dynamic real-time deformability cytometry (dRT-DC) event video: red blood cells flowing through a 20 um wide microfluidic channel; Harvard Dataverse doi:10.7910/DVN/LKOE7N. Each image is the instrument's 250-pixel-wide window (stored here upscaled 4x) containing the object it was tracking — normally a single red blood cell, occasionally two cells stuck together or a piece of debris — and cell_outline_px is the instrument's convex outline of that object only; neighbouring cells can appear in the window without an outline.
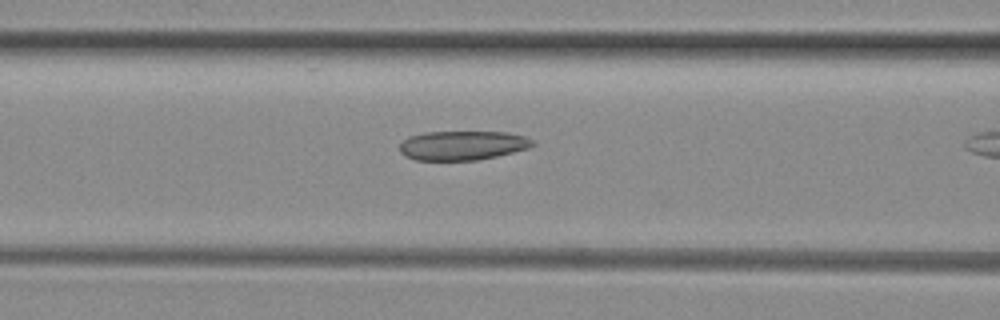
{"species": "common noctule bat (a hibernating species)", "species_latin": "Nyctalus noctula", "temperature_condition": "room temperature", "stored_images_in_passage": 25, "camera_frame_rate_fps": 3000, "um_per_image_px": 0.085, "animal": {"sex": "female", "body_mass_g": 29.2, "forearm_length_mm": 56.3}, "frame": {"image": 1, "passage_image": 14, "time_ms": 4.333, "image_size_px": [1000, 320], "cell_outline_px": [[536, 144], [528, 148], [496, 156], [476, 160], [416, 160], [404, 156], [400, 152], [400, 144], [408, 136], [424, 132], [508, 132], [524, 136], [532, 140]], "centroid_in_image_um": [39.29, 12.36], "position_along_channel_um": 127.3, "area_um2": 22.66}}
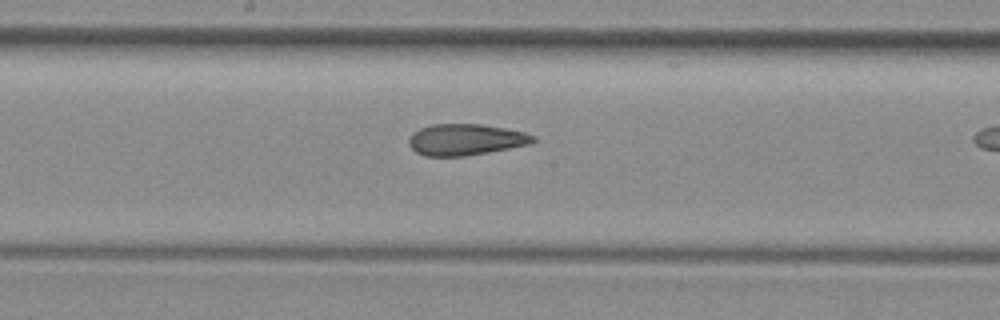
{"frame": {"image": 2, "passage_image": 20, "time_ms": 6.333, "image_size_px": [1000, 320], "cell_outline_px": [[536, 140], [532, 144], [488, 152], [464, 156], [424, 156], [416, 152], [408, 144], [408, 140], [420, 128], [432, 124], [480, 124], [504, 128], [524, 132], [536, 136]], "centroid_in_image_um": [39.61, 11.87], "position_along_channel_um": 208.6, "area_um2": 22.6}}
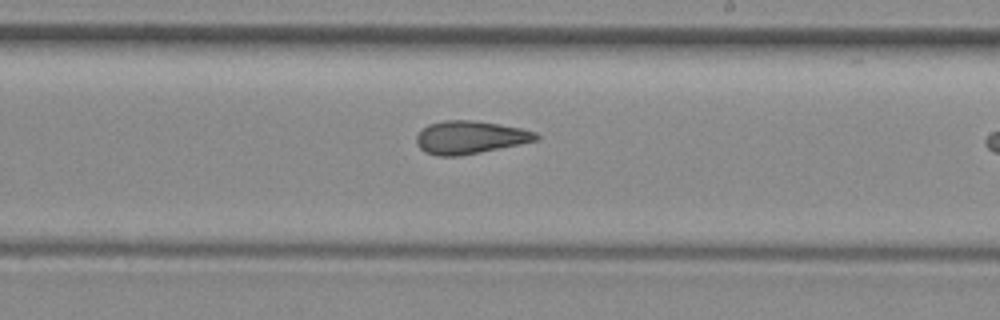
{"frame": {"image": 3, "passage_image": 23, "time_ms": 7.333, "image_size_px": [1000, 320], "cell_outline_px": [[540, 140], [460, 156], [436, 156], [424, 152], [416, 144], [416, 136], [428, 124], [444, 120], [472, 120], [500, 124], [520, 128], [536, 132], [540, 136]], "centroid_in_image_um": [39.95, 11.68], "position_along_channel_um": 249.0, "area_um2": 23.06}}